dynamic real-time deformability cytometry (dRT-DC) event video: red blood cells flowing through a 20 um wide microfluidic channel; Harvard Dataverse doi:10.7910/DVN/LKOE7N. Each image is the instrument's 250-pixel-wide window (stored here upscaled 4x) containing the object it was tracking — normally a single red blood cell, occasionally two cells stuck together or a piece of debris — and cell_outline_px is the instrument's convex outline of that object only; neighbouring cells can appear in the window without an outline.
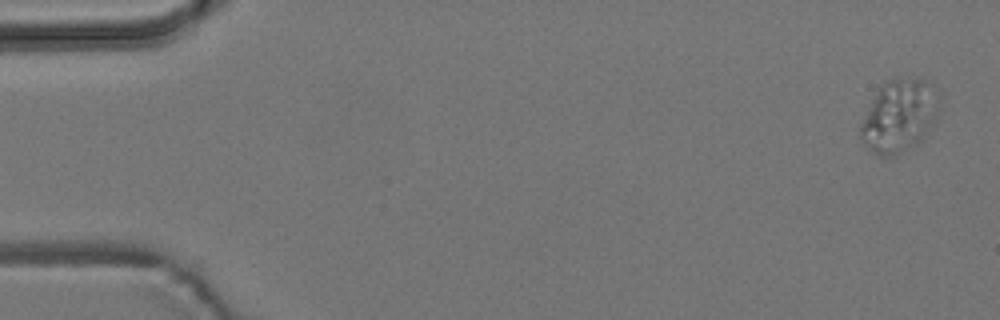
{"species": "common noctule bat (a hibernating species)", "species_latin": "Nyctalus noctula", "temperature_condition": "room temperature", "stored_images_in_passage": 5, "camera_frame_rate_fps": 3000, "um_per_image_px": 0.085, "animal": {"sex": "male", "body_mass_g": 19.2, "forearm_length_mm": 51.8}, "frame": {"image": 1, "passage_image": 1, "time_ms": 0.0, "image_size_px": [1000, 320], "cell_outline_px": [[936, 124], [924, 140], [892, 156], [880, 156], [872, 152], [860, 140], [860, 124], [880, 84], [884, 80], [892, 76], [916, 76], [924, 80], [936, 108]], "centroid_in_image_um": [76.35, 9.86], "position_along_channel_um": 8.7, "area_um2": 33.0}}